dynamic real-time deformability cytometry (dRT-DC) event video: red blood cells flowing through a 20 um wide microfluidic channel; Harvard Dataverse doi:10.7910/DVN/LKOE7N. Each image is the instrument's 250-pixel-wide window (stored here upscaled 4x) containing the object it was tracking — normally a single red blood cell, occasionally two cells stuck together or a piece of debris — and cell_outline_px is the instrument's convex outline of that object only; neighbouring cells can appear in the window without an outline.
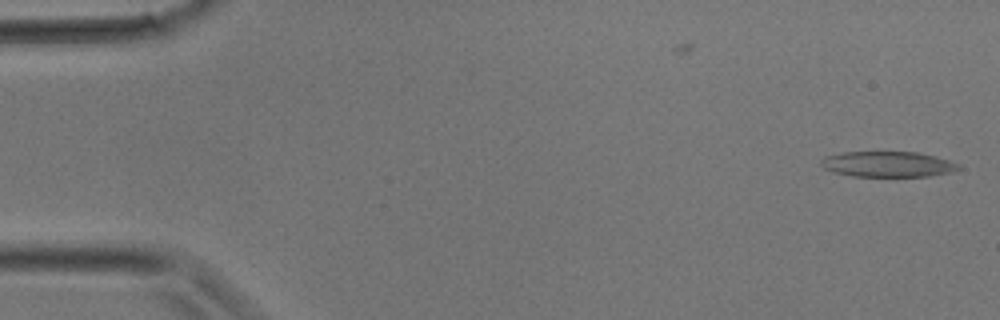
{"species": "common noctule bat (a hibernating species)", "species_latin": "Nyctalus noctula", "temperature_condition": "room temperature", "stored_images_in_passage": 4, "camera_frame_rate_fps": 3000, "um_per_image_px": 0.085, "animal": {"sex": "male", "body_mass_g": 17.9}, "frame": {"image": 1, "passage_image": 4, "time_ms": 1.0, "image_size_px": [1000, 320], "cell_outline_px": [[960, 168], [948, 172], [928, 176], [852, 176], [836, 172], [824, 168], [820, 164], [820, 160], [824, 156], [844, 152], [920, 152], [936, 156], [960, 164]], "centroid_in_image_um": [75.44, 13.94], "position_along_channel_um": 9.6, "area_um2": 20.35}}